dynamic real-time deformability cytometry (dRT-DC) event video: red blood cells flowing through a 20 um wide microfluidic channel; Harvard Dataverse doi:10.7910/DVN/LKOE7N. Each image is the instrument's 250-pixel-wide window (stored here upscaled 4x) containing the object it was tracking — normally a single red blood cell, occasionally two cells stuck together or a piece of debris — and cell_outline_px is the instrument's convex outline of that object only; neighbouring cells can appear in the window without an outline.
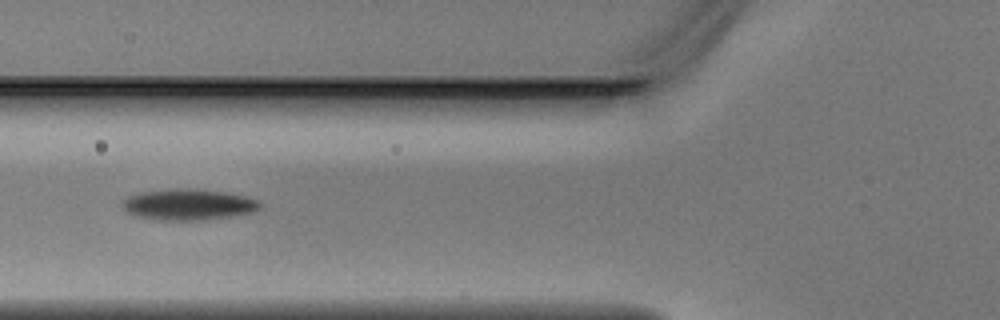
{"species": "Egyptian fruit bat (a non-hibernating species)", "species_latin": "Rousettus aegyptiacus", "temperature_condition": "warm", "stored_images_in_passage": 6, "camera_frame_rate_fps": 3000, "um_per_image_px": 0.085, "animal": {"sex": "male"}, "frame": {"image": 1, "passage_image": 6, "time_ms": 1.667, "image_size_px": [1000, 320], "cell_outline_px": [[264, 204], [260, 208], [252, 212], [232, 216], [204, 220], [160, 220], [132, 216], [124, 212], [120, 208], [120, 200], [128, 196], [140, 192], [176, 188], [196, 188], [224, 192], [248, 196], [260, 200]], "centroid_in_image_um": [15.97, 17.38], "position_along_channel_um": 109.8, "area_um2": 25.66}}